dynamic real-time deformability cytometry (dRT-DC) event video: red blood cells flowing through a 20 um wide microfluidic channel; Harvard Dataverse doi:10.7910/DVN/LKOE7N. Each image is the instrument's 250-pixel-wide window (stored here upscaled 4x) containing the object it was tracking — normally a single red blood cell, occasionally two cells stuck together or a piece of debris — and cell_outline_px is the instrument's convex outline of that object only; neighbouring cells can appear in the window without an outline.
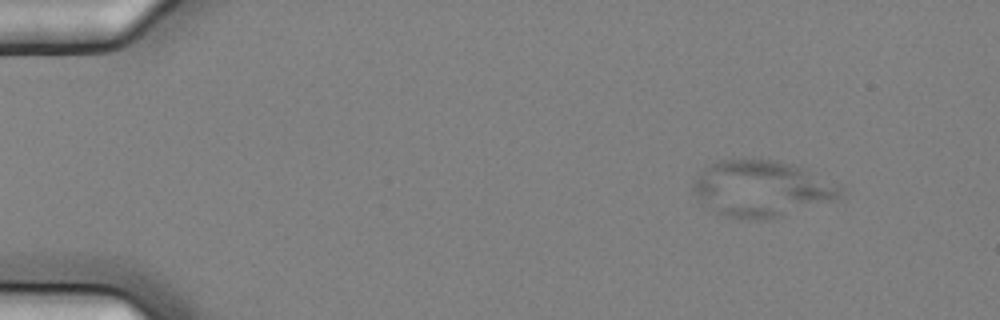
{"species": "common noctule bat (a hibernating species)", "species_latin": "Nyctalus noctula", "temperature_condition": "cold", "stored_images_in_passage": 5, "camera_frame_rate_fps": 3000, "um_per_image_px": 0.085, "animal": {"sex": "female", "body_mass_g": 25.1}, "frame": {"image": 1, "passage_image": 1, "time_ms": 0.0, "image_size_px": [1000, 320], "cell_outline_px": [[840, 196], [836, 200], [780, 216], [764, 220], [724, 216], [716, 212], [696, 196], [692, 192], [692, 184], [704, 168], [716, 160], [760, 156], [792, 164], [804, 168], [840, 184]], "centroid_in_image_um": [64.73, 15.98], "position_along_channel_um": 20.3, "area_um2": 48.67}}
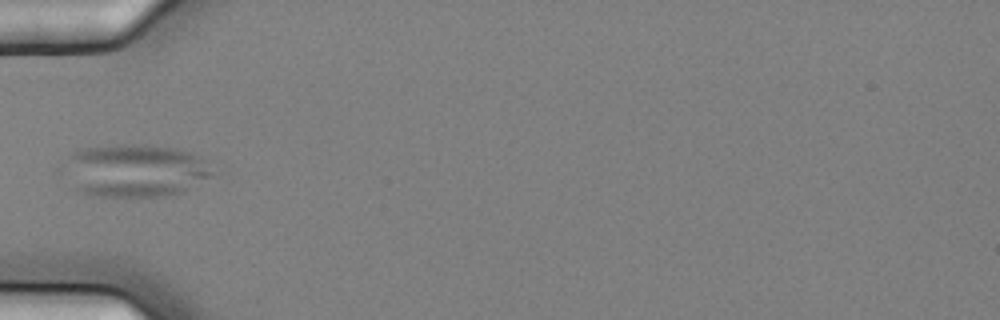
{"frame": {"image": 2, "passage_image": 5, "time_ms": 1.333, "image_size_px": [1000, 320], "cell_outline_px": [[216, 176], [184, 192], [164, 196], [100, 196], [84, 192], [76, 188], [56, 172], [56, 168], [76, 148], [120, 144], [148, 144], [176, 148], [192, 152], [204, 160]], "centroid_in_image_um": [11.39, 14.47], "position_along_channel_um": 73.6, "area_um2": 47.28}}